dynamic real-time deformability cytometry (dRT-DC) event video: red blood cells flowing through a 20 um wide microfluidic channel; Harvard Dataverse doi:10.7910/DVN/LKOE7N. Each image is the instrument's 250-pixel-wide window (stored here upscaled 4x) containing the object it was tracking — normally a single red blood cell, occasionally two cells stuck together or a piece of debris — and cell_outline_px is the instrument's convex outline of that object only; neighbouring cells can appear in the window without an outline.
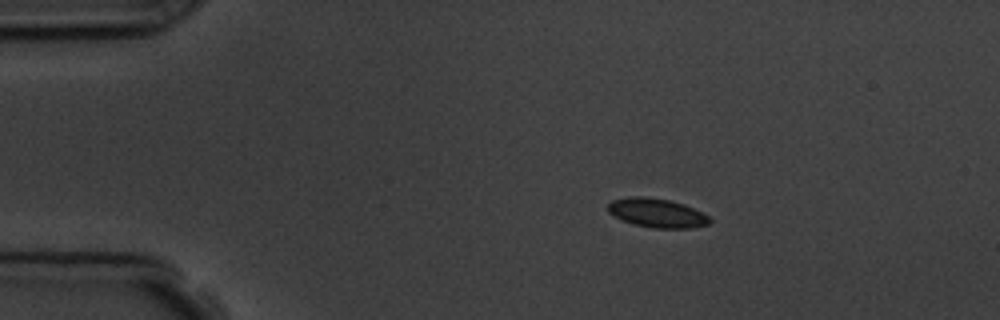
{"species": "common noctule bat (a hibernating species)", "species_latin": "Nyctalus noctula", "temperature_condition": "room temperature", "stored_images_in_passage": 4, "camera_frame_rate_fps": 3000, "um_per_image_px": 0.085, "animal": {"sex": "male", "body_mass_g": 19.5, "forearm_length_mm": 54.6}, "frame": {"image": 1, "passage_image": 1, "time_ms": 0.0, "image_size_px": [1000, 320], "cell_outline_px": [[712, 220], [708, 224], [692, 228], [652, 228], [632, 224], [608, 212], [608, 204], [612, 200], [628, 196], [644, 196], [668, 200], [684, 204], [708, 216]], "centroid_in_image_um": [55.82, 18.1], "position_along_channel_um": 29.2, "area_um2": 17.11}}
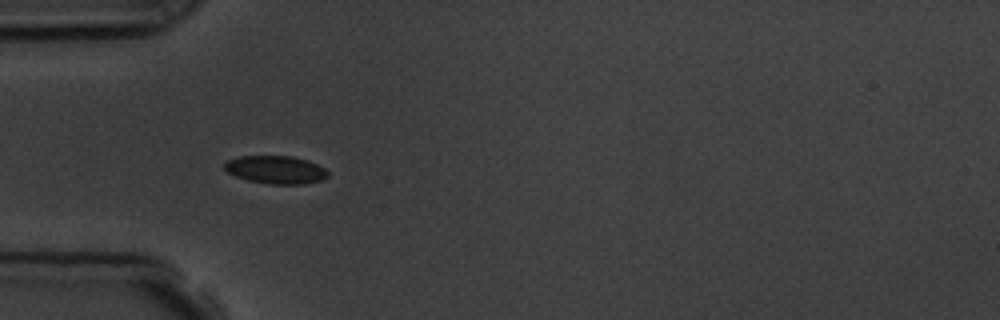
{"frame": {"image": 2, "passage_image": 3, "time_ms": 2.333, "image_size_px": [1000, 320], "cell_outline_px": [[328, 176], [320, 180], [304, 184], [268, 184], [248, 180], [236, 176], [228, 172], [224, 168], [224, 164], [228, 160], [240, 156], [292, 156], [308, 160], [324, 168], [328, 172]], "centroid_in_image_um": [23.44, 14.42], "position_along_channel_um": 61.6, "area_um2": 16.76}}